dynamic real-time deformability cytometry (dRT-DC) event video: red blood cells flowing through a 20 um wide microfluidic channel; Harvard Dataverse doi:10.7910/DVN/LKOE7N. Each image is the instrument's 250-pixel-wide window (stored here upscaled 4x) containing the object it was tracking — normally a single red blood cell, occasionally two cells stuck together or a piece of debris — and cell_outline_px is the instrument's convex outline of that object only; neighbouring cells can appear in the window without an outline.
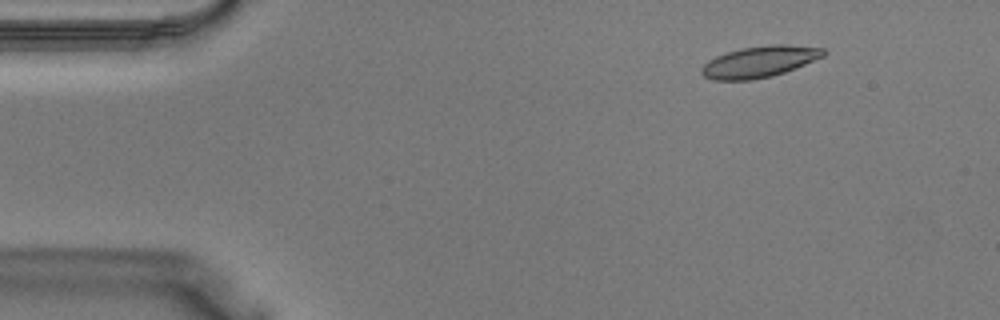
{"species": "Egyptian fruit bat (a non-hibernating species)", "species_latin": "Rousettus aegyptiacus", "temperature_condition": "warm", "stored_images_in_passage": 35, "camera_frame_rate_fps": 3000, "um_per_image_px": 0.085, "animal": {"sex": "male"}, "frame": {"image": 1, "passage_image": 1, "time_ms": 0.0, "image_size_px": [1000, 320], "cell_outline_px": [[828, 52], [824, 56], [784, 72], [772, 76], [752, 80], [712, 80], [704, 76], [700, 72], [700, 68], [708, 60], [716, 56], [740, 48], [772, 44], [784, 44], [824, 48]], "centroid_in_image_um": [64.54, 5.24], "position_along_channel_um": 20.5, "area_um2": 22.25}}
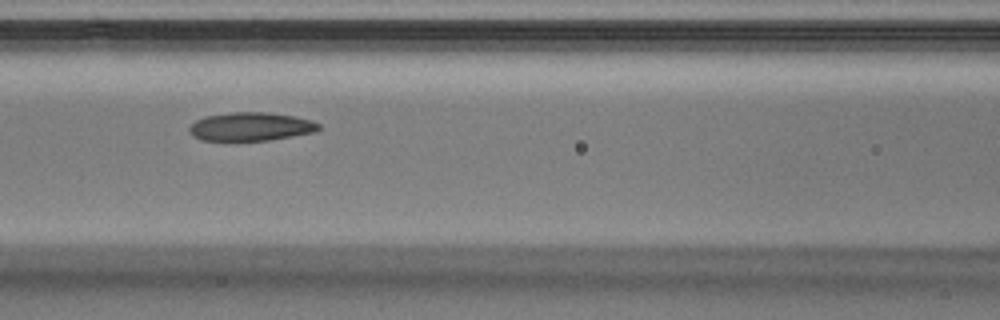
{"frame": {"image": 2, "passage_image": 13, "time_ms": 4.0, "image_size_px": [1000, 320], "cell_outline_px": [[320, 128], [316, 132], [268, 140], [200, 140], [192, 136], [188, 128], [196, 120], [204, 116], [232, 112], [264, 112], [296, 116], [312, 120], [320, 124]], "centroid_in_image_um": [21.32, 10.75], "position_along_channel_um": 145.3, "area_um2": 21.5}}
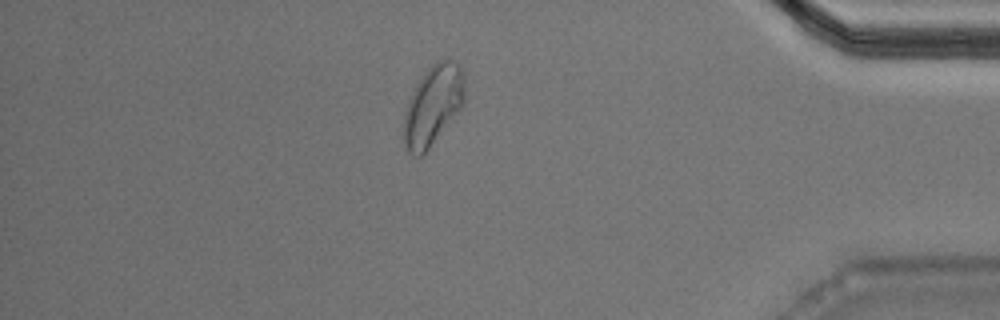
{"frame": {"image": 3, "passage_image": 30, "time_ms": 9.667, "image_size_px": [1000, 320], "cell_outline_px": [[464, 104], [428, 148], [420, 156], [412, 156], [408, 152], [400, 136], [404, 112], [408, 100], [412, 92], [424, 72], [436, 60], [448, 56], [460, 68], [464, 84]], "centroid_in_image_um": [36.74, 8.95], "position_along_channel_um": 398.5, "area_um2": 28.5}}